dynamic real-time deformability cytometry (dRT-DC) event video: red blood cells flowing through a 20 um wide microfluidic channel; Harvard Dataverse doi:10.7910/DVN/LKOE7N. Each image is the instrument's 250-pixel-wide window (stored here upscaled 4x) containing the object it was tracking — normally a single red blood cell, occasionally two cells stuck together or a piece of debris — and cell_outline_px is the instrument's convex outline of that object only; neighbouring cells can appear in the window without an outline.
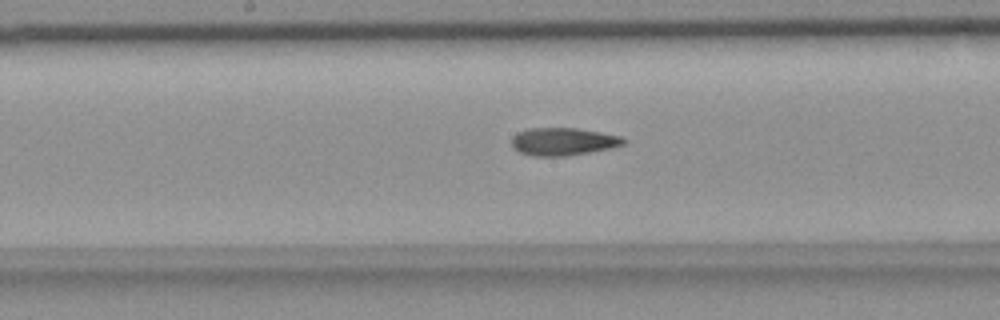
{"species": "common noctule bat (a hibernating species)", "species_latin": "Nyctalus noctula", "temperature_condition": "room temperature", "stored_images_in_passage": 37, "camera_frame_rate_fps": 3000, "um_per_image_px": 0.085, "animal": {"sex": "female", "body_mass_g": 18.4}, "frame": {"image": 1, "passage_image": 13, "time_ms": 4.0, "image_size_px": [1000, 320], "cell_outline_px": [[628, 140], [624, 144], [608, 148], [588, 152], [564, 156], [532, 156], [520, 152], [512, 148], [512, 136], [516, 132], [528, 128], [576, 128], [600, 132], [620, 136]], "centroid_in_image_um": [47.82, 12.02], "position_along_channel_um": 200.4, "area_um2": 18.03}}
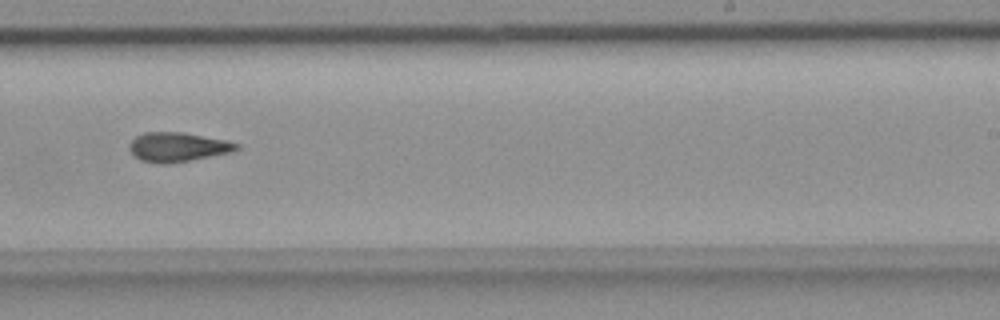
{"frame": {"image": 2, "passage_image": 19, "time_ms": 6.0, "image_size_px": [1000, 320], "cell_outline_px": [[240, 148], [232, 152], [188, 160], [164, 164], [140, 160], [128, 148], [128, 144], [136, 136], [144, 132], [184, 132], [228, 140], [240, 144]], "centroid_in_image_um": [15.12, 12.47], "position_along_channel_um": 273.9, "area_um2": 18.26}}
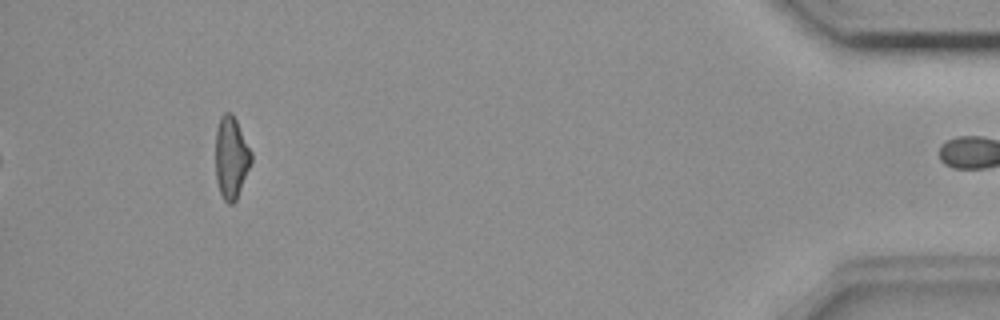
{"frame": {"image": 3, "passage_image": 36, "time_ms": 11.667, "image_size_px": [1000, 320], "cell_outline_px": [[252, 160], [236, 200], [232, 204], [228, 204], [224, 200], [220, 192], [216, 180], [216, 128], [220, 116], [224, 112], [232, 112], [252, 152]], "centroid_in_image_um": [19.64, 13.37], "position_along_channel_um": 415.6, "area_um2": 17.05}, "authors_computed_cell_mechanics": {"area_um2": 17.9758, "velocity_mm_per_s": 3.6986, "shape_relaxation_time_tau1_ms": null, "shape_relaxation_time_tau2_ms": 7.5133, "deformation_change_tau1": null, "deformation_change_tau2": 0.1971}}